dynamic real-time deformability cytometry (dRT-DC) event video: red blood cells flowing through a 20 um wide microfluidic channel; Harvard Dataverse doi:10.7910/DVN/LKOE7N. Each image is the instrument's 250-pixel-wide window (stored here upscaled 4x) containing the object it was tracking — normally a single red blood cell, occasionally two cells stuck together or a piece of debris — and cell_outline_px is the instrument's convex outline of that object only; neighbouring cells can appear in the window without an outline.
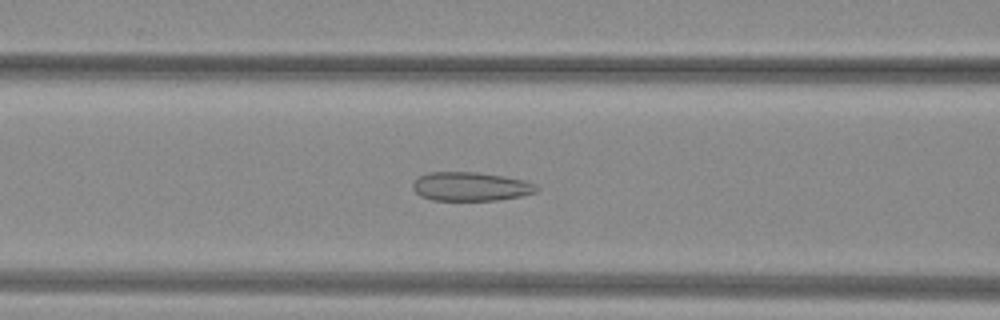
{"species": "common noctule bat (a hibernating species)", "species_latin": "Nyctalus noctula", "temperature_condition": "warm", "stored_images_in_passage": 46, "camera_frame_rate_fps": 3000, "um_per_image_px": 0.085, "animal": {"sex": "female", "body_mass_g": 29.2, "forearm_length_mm": 56.3}, "frame": {"image": 1, "passage_image": 16, "time_ms": 5.0, "image_size_px": [1000, 320], "cell_outline_px": [[540, 188], [536, 192], [520, 196], [496, 200], [432, 200], [420, 196], [412, 188], [412, 184], [416, 176], [428, 172], [476, 172], [504, 176], [524, 180], [536, 184]], "centroid_in_image_um": [39.98, 15.84], "position_along_channel_um": 126.6, "area_um2": 20.98}}
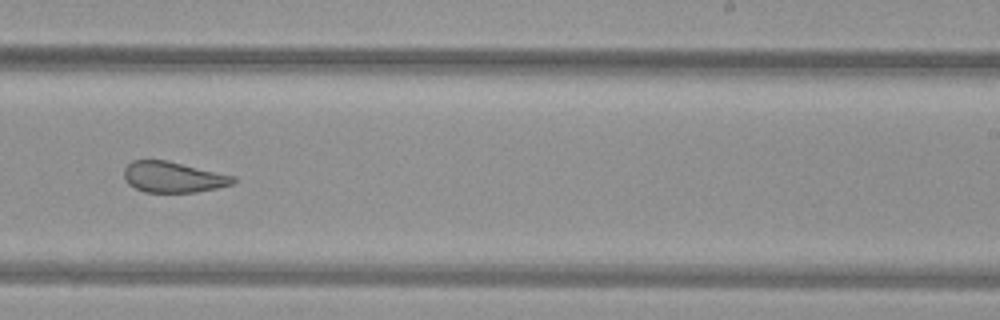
{"frame": {"image": 2, "passage_image": 27, "time_ms": 8.667, "image_size_px": [1000, 320], "cell_outline_px": [[236, 184], [196, 192], [144, 192], [128, 184], [124, 180], [124, 168], [132, 160], [168, 160], [236, 176]], "centroid_in_image_um": [14.74, 15.05], "position_along_channel_um": 274.3, "area_um2": 19.83}}
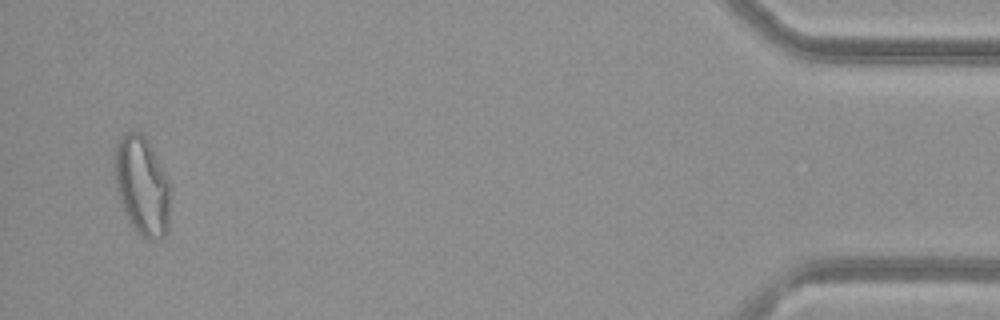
{"frame": {"image": 3, "passage_image": 44, "time_ms": 14.333, "image_size_px": [1000, 320], "cell_outline_px": [[172, 188], [168, 232], [160, 240], [148, 240], [140, 236], [128, 220], [120, 204], [116, 188], [112, 164], [116, 144], [120, 136], [124, 132], [140, 132], [144, 136], [172, 184]], "centroid_in_image_um": [12.08, 15.83], "position_along_channel_um": 423.1, "area_um2": 33.18}, "authors_computed_cell_mechanics": {"area_um2": 24.565, "velocity_mm_per_s": 4.036, "shape_relaxation_time_tau1_ms": null, "shape_relaxation_time_tau2_ms": 1.317, "deformation_change_tau1": null, "deformation_change_tau2": 0.0886}}